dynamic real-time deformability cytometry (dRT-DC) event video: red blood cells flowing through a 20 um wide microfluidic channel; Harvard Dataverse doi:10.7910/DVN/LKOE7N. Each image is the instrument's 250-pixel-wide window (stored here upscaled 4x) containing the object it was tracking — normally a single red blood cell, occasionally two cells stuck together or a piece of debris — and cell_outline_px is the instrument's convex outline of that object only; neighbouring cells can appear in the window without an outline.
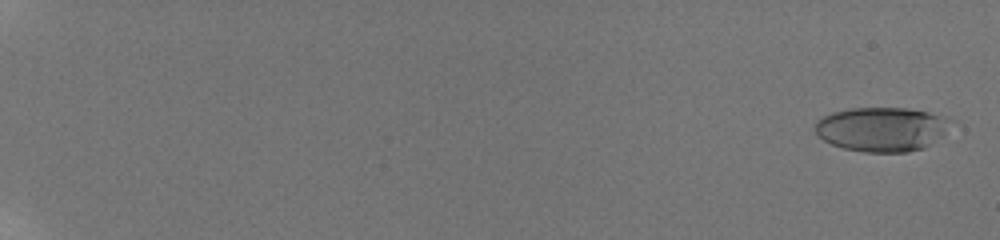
{"species": "human", "species_latin": "Homo sapiens", "temperature_condition": "room temperature", "stored_images_in_passage": 59, "camera_frame_rate_fps": 3000, "um_per_image_px": 0.085, "donor": {"sex": "male"}, "frame": {"image": 1, "passage_image": 2, "time_ms": 0.333, "image_size_px": [1000, 240], "cell_outline_px": [[952, 120], [944, 132], [940, 136], [924, 148], [908, 152], [864, 152], [844, 148], [832, 144], [824, 140], [816, 132], [816, 120], [832, 112], [852, 108], [904, 108], [928, 112], [944, 116]], "centroid_in_image_um": [74.94, 10.98], "position_along_channel_um": 10.1, "area_um2": 34.68}}
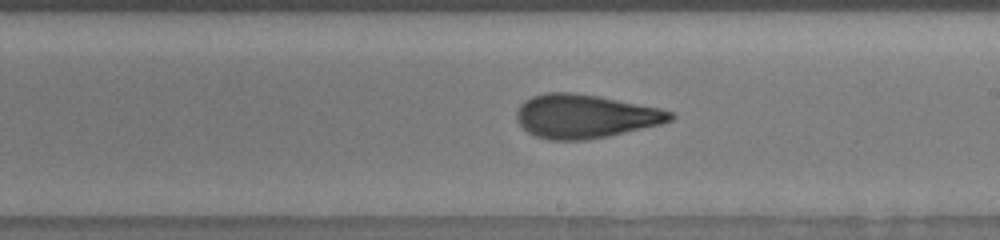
{"frame": {"image": 2, "passage_image": 39, "time_ms": 12.667, "image_size_px": [1000, 240], "cell_outline_px": [[676, 116], [672, 120], [660, 124], [608, 136], [588, 140], [548, 140], [536, 136], [528, 132], [516, 120], [516, 112], [520, 104], [524, 100], [532, 96], [548, 92], [572, 92], [596, 96], [660, 108], [672, 112]], "centroid_in_image_um": [49.7, 9.88], "position_along_channel_um": 239.3, "area_um2": 39.02}}
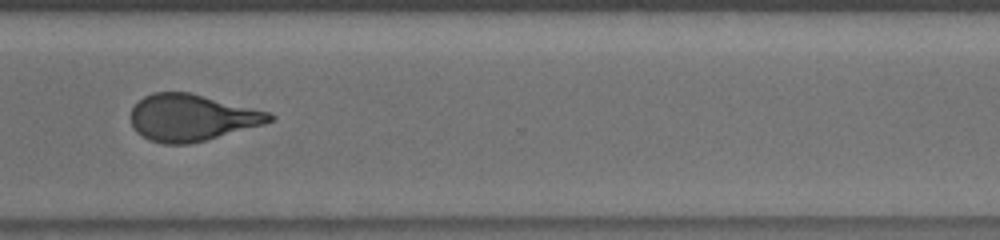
{"frame": {"image": 3, "passage_image": 48, "time_ms": 15.667, "image_size_px": [1000, 240], "cell_outline_px": [[276, 116], [272, 120], [264, 124], [204, 140], [188, 144], [164, 144], [148, 140], [136, 132], [132, 124], [132, 108], [144, 96], [152, 92], [188, 92], [268, 112]], "centroid_in_image_um": [16.26, 10.0], "position_along_channel_um": 354.3, "area_um2": 37.22}, "authors_computed_cell_mechanics": {"area_um2": 37.2232, "velocity_mm_per_s": 3.8434, "shape_relaxation_time_tau1_ms": 9.5391, "shape_relaxation_time_tau2_ms": 1.4876, "deformation_change_tau1": 0.2986, "deformation_change_tau2": 0.1}}